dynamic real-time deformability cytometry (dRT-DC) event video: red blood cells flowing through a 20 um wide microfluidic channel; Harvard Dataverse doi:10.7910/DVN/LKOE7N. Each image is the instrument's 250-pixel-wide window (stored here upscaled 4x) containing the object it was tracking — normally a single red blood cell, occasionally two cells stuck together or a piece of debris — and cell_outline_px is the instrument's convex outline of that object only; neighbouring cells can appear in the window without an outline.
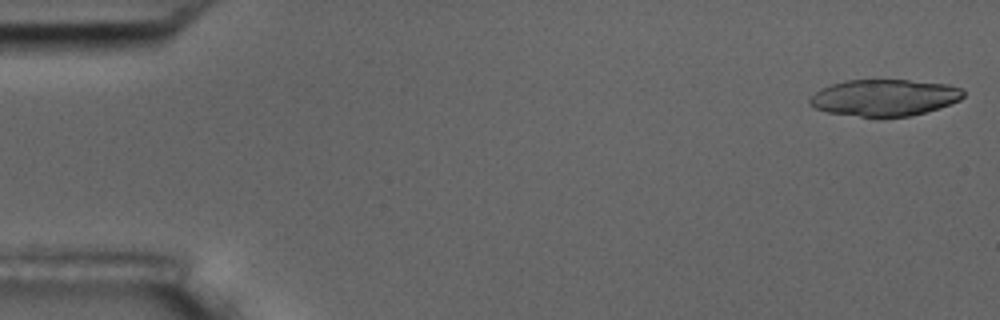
{"species": "common noctule bat (a hibernating species)", "species_latin": "Nyctalus noctula", "temperature_condition": "room temperature", "stored_images_in_passage": 4, "camera_frame_rate_fps": 3000, "um_per_image_px": 0.085, "animal": {"sex": "male", "body_mass_g": 17.5, "forearm_length_mm": 52.3}, "frame": {"image": 1, "passage_image": 1, "time_ms": 0.0, "image_size_px": [1000, 320], "cell_outline_px": [[964, 96], [960, 100], [912, 116], [860, 116], [828, 112], [816, 108], [808, 104], [808, 100], [820, 88], [844, 80], [908, 80], [948, 84], [960, 88], [964, 92]], "centroid_in_image_um": [75.15, 8.28], "position_along_channel_um": 9.8, "area_um2": 32.43}}